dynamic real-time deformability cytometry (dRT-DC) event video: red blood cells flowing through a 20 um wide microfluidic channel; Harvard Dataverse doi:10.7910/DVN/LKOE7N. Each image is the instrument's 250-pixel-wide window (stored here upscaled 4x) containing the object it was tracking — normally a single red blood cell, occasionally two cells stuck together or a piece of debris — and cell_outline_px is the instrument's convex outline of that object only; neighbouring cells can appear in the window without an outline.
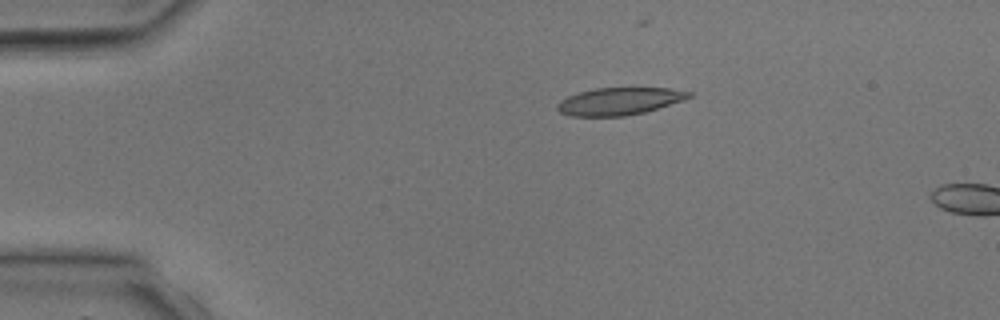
{"species": "common noctule bat (a hibernating species)", "species_latin": "Nyctalus noctula", "temperature_condition": "room temperature", "stored_images_in_passage": 4, "camera_frame_rate_fps": 3000, "um_per_image_px": 0.085, "animal": {"sex": "male", "body_mass_g": 17.9, "forearm_length_mm": 54.2}, "frame": {"image": 1, "passage_image": 3, "time_ms": 2.333, "image_size_px": [1000, 320], "cell_outline_px": [[692, 96], [684, 100], [644, 112], [624, 116], [572, 116], [560, 112], [556, 108], [556, 104], [560, 100], [568, 96], [580, 92], [596, 88], [668, 88], [692, 92]], "centroid_in_image_um": [52.63, 8.6], "position_along_channel_um": 32.4, "area_um2": 20.87}}